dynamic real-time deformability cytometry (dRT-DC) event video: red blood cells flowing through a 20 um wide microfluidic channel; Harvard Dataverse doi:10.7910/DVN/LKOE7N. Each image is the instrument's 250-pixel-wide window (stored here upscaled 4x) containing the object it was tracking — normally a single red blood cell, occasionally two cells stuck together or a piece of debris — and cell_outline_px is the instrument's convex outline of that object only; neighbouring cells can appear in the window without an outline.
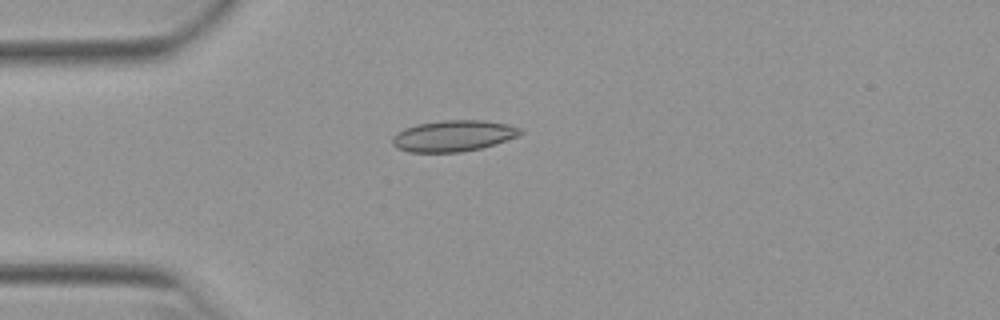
{"species": "Egyptian fruit bat (a non-hibernating species)", "species_latin": "Rousettus aegyptiacus", "temperature_condition": "warm", "stored_images_in_passage": 39, "camera_frame_rate_fps": 3000, "um_per_image_px": 0.085, "animal": {"sex": "female"}, "frame": {"image": 1, "passage_image": 1, "time_ms": 0.0, "image_size_px": [1000, 320], "cell_outline_px": [[524, 132], [516, 136], [496, 144], [480, 148], [460, 152], [408, 152], [396, 148], [392, 144], [392, 136], [396, 132], [404, 128], [416, 124], [444, 120], [484, 120], [508, 124], [520, 128]], "centroid_in_image_um": [38.5, 11.54], "position_along_channel_um": 46.5, "area_um2": 23.35}}
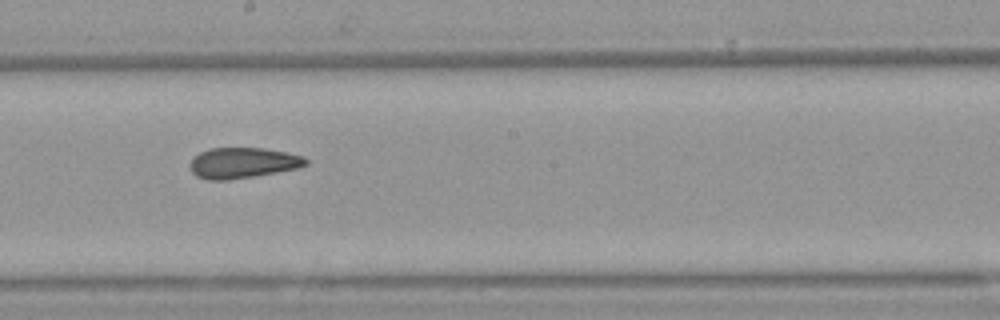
{"frame": {"image": 2, "passage_image": 16, "time_ms": 5.0, "image_size_px": [1000, 320], "cell_outline_px": [[308, 164], [300, 168], [228, 180], [208, 180], [196, 176], [192, 172], [188, 164], [192, 156], [200, 152], [212, 148], [264, 148], [288, 152], [304, 156], [308, 160]], "centroid_in_image_um": [20.63, 13.84], "position_along_channel_um": 227.6, "area_um2": 20.92}}
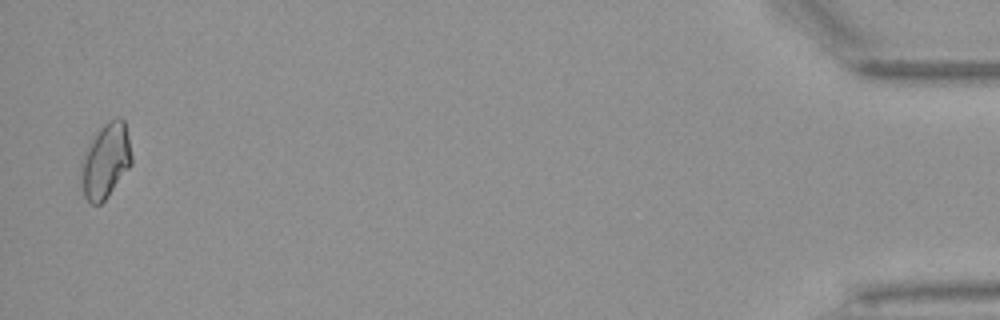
{"frame": {"image": 3, "passage_image": 38, "time_ms": 12.333, "image_size_px": [1000, 320], "cell_outline_px": [[132, 164], [108, 196], [100, 204], [92, 204], [84, 196], [80, 180], [80, 164], [84, 152], [92, 136], [108, 120], [116, 116], [120, 116], [124, 120], [128, 136], [132, 156]], "centroid_in_image_um": [8.96, 13.64], "position_along_channel_um": 426.2, "area_um2": 22.37}, "authors_computed_cell_mechanics": {"area_um2": 20.9236, "velocity_mm_per_s": 3.9496, "shape_relaxation_time_tau1_ms": null, "shape_relaxation_time_tau2_ms": 2.3692, "deformation_change_tau1": null, "deformation_change_tau2": 0.0788}}